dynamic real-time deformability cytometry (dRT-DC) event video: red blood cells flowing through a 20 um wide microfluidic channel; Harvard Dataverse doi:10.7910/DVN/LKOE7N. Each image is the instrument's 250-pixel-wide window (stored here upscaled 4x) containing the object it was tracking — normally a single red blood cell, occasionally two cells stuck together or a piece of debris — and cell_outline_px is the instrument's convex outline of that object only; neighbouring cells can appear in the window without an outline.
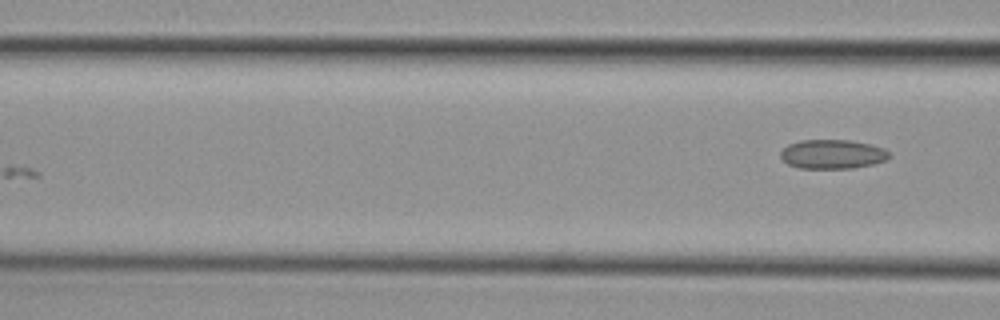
{"species": "common noctule bat (a hibernating species)", "species_latin": "Nyctalus noctula", "temperature_condition": "cold", "stored_images_in_passage": 6, "camera_frame_rate_fps": 3000, "um_per_image_px": 0.085, "animal": {"sex": "female", "body_mass_g": 29.2, "forearm_length_mm": 56.3}, "frame": {"image": 1, "passage_image": 6, "time_ms": 1.667, "image_size_px": [1000, 320], "cell_outline_px": [[892, 156], [888, 160], [872, 164], [852, 168], [800, 168], [788, 164], [780, 156], [780, 152], [788, 144], [800, 140], [848, 140], [868, 144], [884, 148]], "centroid_in_image_um": [70.77, 13.1], "position_along_channel_um": 95.8, "area_um2": 18.44}}